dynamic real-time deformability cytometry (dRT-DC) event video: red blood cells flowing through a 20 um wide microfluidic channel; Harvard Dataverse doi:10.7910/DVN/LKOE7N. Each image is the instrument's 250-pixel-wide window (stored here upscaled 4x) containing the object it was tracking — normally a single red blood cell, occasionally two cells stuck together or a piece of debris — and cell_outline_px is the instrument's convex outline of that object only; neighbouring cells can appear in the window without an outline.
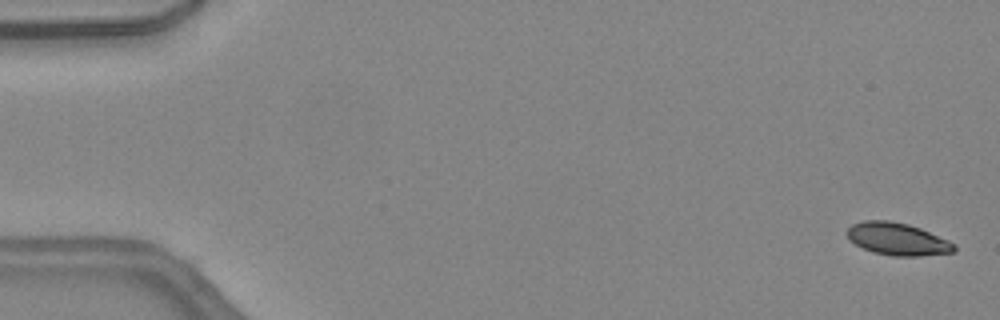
{"species": "common noctule bat (a hibernating species)", "species_latin": "Nyctalus noctula", "temperature_condition": "warm", "stored_images_in_passage": 48, "segment_of_instrument_passage": [1, 2], "camera_frame_rate_fps": 3000, "um_per_image_px": 0.085, "animal": {"sex": "female", "body_mass_g": 24.6, "forearm_length_mm": 56.2}, "frame": {"image": 1, "passage_image": 2, "time_ms": 0.333, "image_size_px": [1000, 320], "cell_outline_px": [[956, 248], [952, 252], [920, 256], [892, 256], [872, 252], [848, 240], [844, 232], [852, 224], [864, 220], [888, 220], [908, 224], [920, 228], [948, 240], [956, 244]], "centroid_in_image_um": [76.24, 20.31], "position_along_channel_um": 8.8, "area_um2": 20.35}}
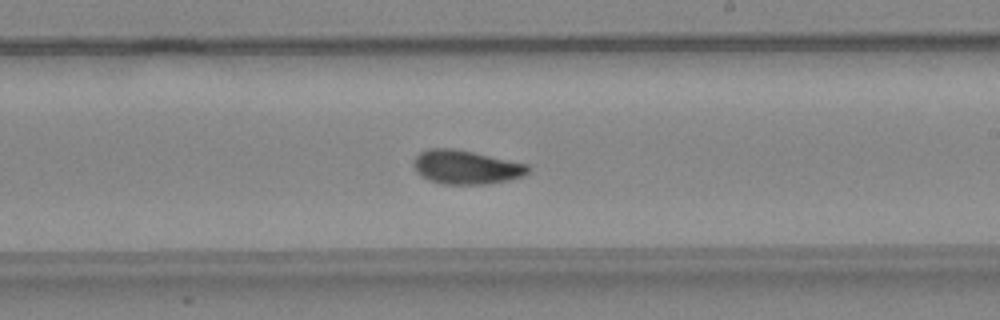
{"frame": {"image": 2, "passage_image": 28, "time_ms": 9.0, "image_size_px": [1000, 320], "cell_outline_px": [[532, 168], [524, 176], [512, 180], [488, 184], [444, 184], [428, 180], [420, 176], [416, 172], [412, 164], [412, 160], [420, 152], [428, 148], [452, 148], [472, 152], [528, 164]], "centroid_in_image_um": [39.61, 14.22], "position_along_channel_um": 249.4, "area_um2": 22.89}}
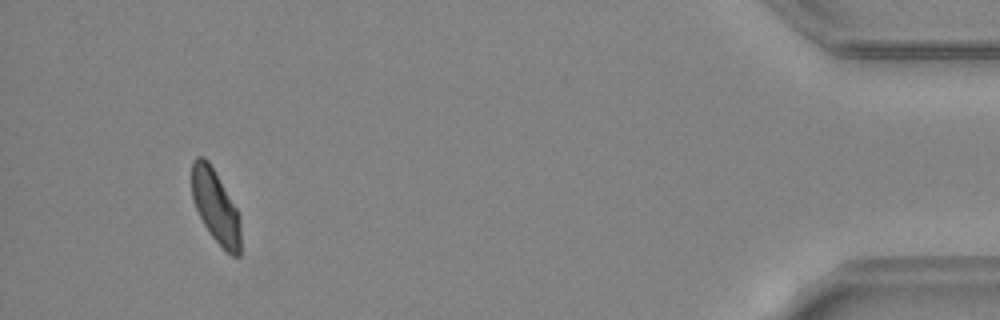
{"frame": {"image": 3, "passage_image": 44, "time_ms": 14.333, "image_size_px": [1000, 320], "cell_outline_px": [[240, 256], [232, 256], [212, 236], [204, 224], [192, 200], [192, 160], [196, 156], [204, 156], [208, 160], [236, 208], [240, 216]], "centroid_in_image_um": [18.31, 17.52], "position_along_channel_um": 416.9, "area_um2": 20.52}}